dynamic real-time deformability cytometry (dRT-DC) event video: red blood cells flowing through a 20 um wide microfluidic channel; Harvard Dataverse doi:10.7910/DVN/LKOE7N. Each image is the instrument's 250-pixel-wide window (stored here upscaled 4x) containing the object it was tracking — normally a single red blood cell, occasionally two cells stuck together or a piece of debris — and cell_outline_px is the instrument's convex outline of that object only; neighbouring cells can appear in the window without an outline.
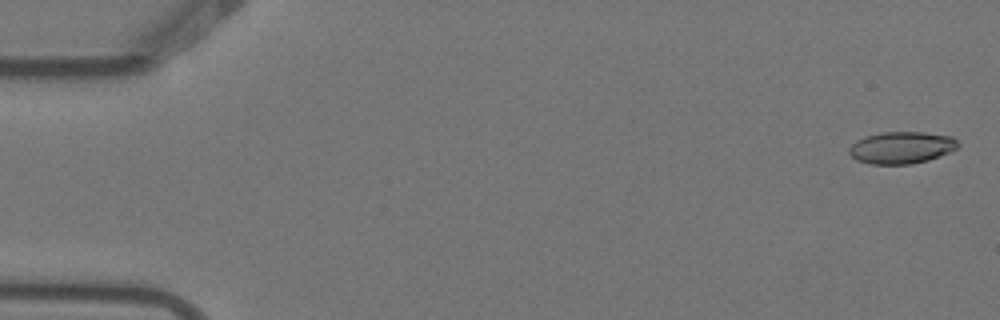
{"species": "Egyptian fruit bat (a non-hibernating species)", "species_latin": "Rousettus aegyptiacus", "temperature_condition": "warm", "stored_images_in_passage": 4, "camera_frame_rate_fps": 3000, "um_per_image_px": 0.085, "animal": {"sex": "female"}, "frame": {"image": 1, "passage_image": 1, "time_ms": 0.0, "image_size_px": [1000, 320], "cell_outline_px": [[960, 144], [956, 148], [948, 152], [928, 160], [912, 164], [872, 164], [856, 160], [848, 152], [848, 148], [856, 140], [864, 136], [884, 132], [920, 132], [952, 136]], "centroid_in_image_um": [76.59, 12.54], "position_along_channel_um": 8.4, "area_um2": 20.23}}